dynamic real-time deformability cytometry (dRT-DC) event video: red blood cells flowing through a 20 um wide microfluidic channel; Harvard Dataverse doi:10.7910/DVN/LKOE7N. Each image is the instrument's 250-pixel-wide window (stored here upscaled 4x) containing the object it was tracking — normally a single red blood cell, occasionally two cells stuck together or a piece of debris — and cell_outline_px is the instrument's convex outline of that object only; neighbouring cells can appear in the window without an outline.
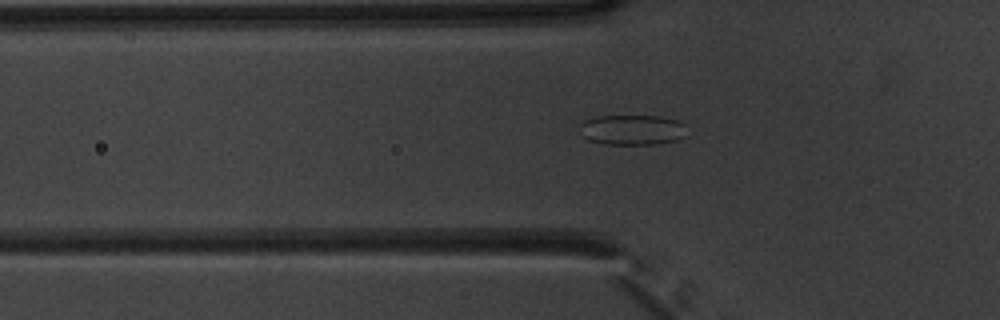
{"species": "common noctule bat (a hibernating species)", "species_latin": "Nyctalus noctula", "temperature_condition": "warm", "stored_images_in_passage": 47, "camera_frame_rate_fps": 3000, "um_per_image_px": 0.085, "animal": {"sex": "male", "body_mass_g": 20.1, "forearm_length_mm": 53.5}, "frame": {"image": 1, "passage_image": 12, "time_ms": 3.667, "image_size_px": [1000, 320], "cell_outline_px": [[688, 136], [676, 140], [656, 144], [604, 144], [588, 140], [584, 136], [580, 124], [584, 120], [596, 116], [660, 116], [676, 120], [684, 124]], "centroid_in_image_um": [53.78, 11.03], "position_along_channel_um": 72.0, "area_um2": 18.9}}
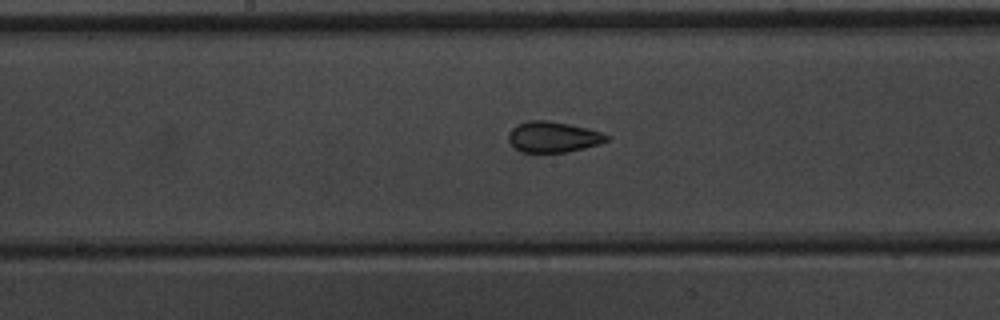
{"frame": {"image": 2, "passage_image": 22, "time_ms": 7.0, "image_size_px": [1000, 320], "cell_outline_px": [[612, 136], [608, 140], [600, 144], [568, 152], [520, 152], [508, 140], [508, 136], [512, 128], [516, 124], [528, 120], [548, 120], [588, 128]], "centroid_in_image_um": [47.03, 11.63], "position_along_channel_um": 201.2, "area_um2": 17.69}}
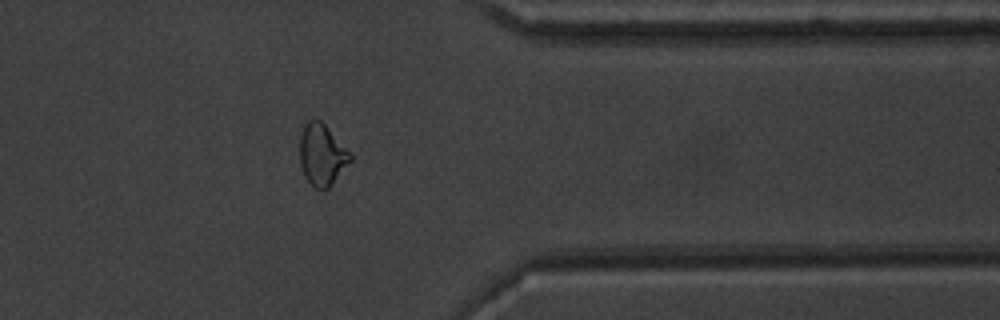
{"frame": {"image": 3, "passage_image": 37, "time_ms": 12.0, "image_size_px": [1000, 320], "cell_outline_px": [[352, 160], [332, 184], [328, 188], [316, 188], [304, 176], [300, 164], [300, 136], [308, 120], [320, 120], [352, 152]], "centroid_in_image_um": [27.39, 13.15], "position_along_channel_um": 384.0, "area_um2": 17.98}, "authors_computed_cell_mechanics": {"area_um2": 18.4382, "velocity_mm_per_s": 3.8515, "shape_relaxation_time_tau1_ms": 8.8152, "shape_relaxation_time_tau2_ms": 1.067, "deformation_change_tau1": 0.1493, "deformation_change_tau2": 0.0687}}